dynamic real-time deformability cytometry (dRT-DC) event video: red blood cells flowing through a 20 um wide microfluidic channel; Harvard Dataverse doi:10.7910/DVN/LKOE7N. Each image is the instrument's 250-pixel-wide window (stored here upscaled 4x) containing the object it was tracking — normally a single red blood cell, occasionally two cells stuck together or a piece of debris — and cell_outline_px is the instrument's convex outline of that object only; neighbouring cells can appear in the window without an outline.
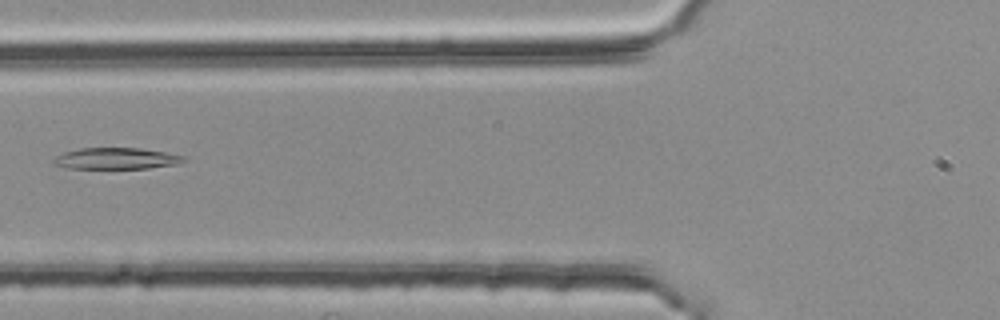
{"species": "common noctule bat (a hibernating species)", "species_latin": "Nyctalus noctula", "temperature_condition": "room temperature", "stored_images_in_passage": 5, "camera_frame_rate_fps": 3000, "um_per_image_px": 0.085, "animal": {"sex": "female", "body_mass_g": 25.1}, "frame": {"image": 1, "passage_image": 5, "time_ms": 1.333, "image_size_px": [1000, 320], "cell_outline_px": [[188, 160], [180, 164], [148, 168], [68, 168], [52, 164], [52, 160], [56, 156], [64, 152], [80, 148], [140, 148], [188, 156]], "centroid_in_image_um": [9.93, 13.47], "position_along_channel_um": 115.9, "area_um2": 16.36}}